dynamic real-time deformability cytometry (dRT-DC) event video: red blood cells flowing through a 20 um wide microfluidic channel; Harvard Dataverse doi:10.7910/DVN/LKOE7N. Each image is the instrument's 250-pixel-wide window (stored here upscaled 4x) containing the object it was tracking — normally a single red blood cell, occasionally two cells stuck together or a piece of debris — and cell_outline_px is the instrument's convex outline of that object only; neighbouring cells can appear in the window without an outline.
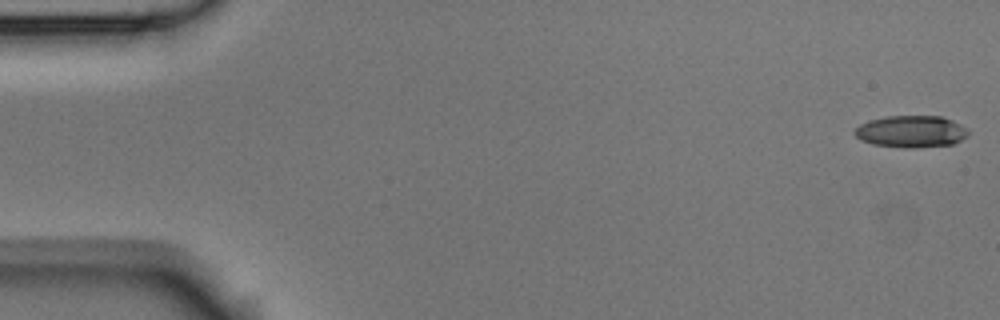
{"species": "Egyptian fruit bat (a non-hibernating species)", "species_latin": "Rousettus aegyptiacus", "temperature_condition": "room temperature", "stored_images_in_passage": 5, "camera_frame_rate_fps": 3000, "um_per_image_px": 0.085, "animal": {"sex": "male"}, "frame": {"image": 1, "passage_image": 1, "time_ms": 0.0, "image_size_px": [1000, 320], "cell_outline_px": [[968, 136], [952, 144], [916, 148], [904, 148], [872, 144], [860, 140], [852, 132], [860, 124], [868, 120], [884, 116], [940, 116], [952, 120], [968, 128]], "centroid_in_image_um": [77.43, 11.18], "position_along_channel_um": 7.6, "area_um2": 21.33}}
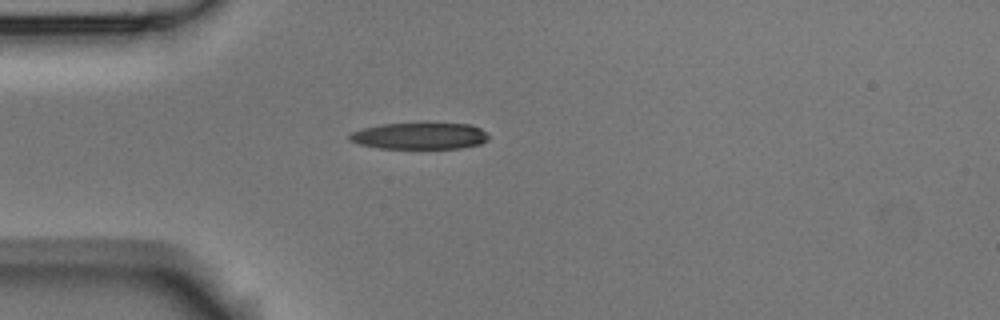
{"frame": {"image": 2, "passage_image": 5, "time_ms": 4.667, "image_size_px": [1000, 320], "cell_outline_px": [[488, 140], [480, 144], [460, 148], [380, 148], [360, 144], [348, 140], [348, 136], [352, 132], [364, 128], [380, 124], [424, 120], [472, 124], [488, 132]], "centroid_in_image_um": [35.72, 11.49], "position_along_channel_um": 49.3, "area_um2": 22.66}}